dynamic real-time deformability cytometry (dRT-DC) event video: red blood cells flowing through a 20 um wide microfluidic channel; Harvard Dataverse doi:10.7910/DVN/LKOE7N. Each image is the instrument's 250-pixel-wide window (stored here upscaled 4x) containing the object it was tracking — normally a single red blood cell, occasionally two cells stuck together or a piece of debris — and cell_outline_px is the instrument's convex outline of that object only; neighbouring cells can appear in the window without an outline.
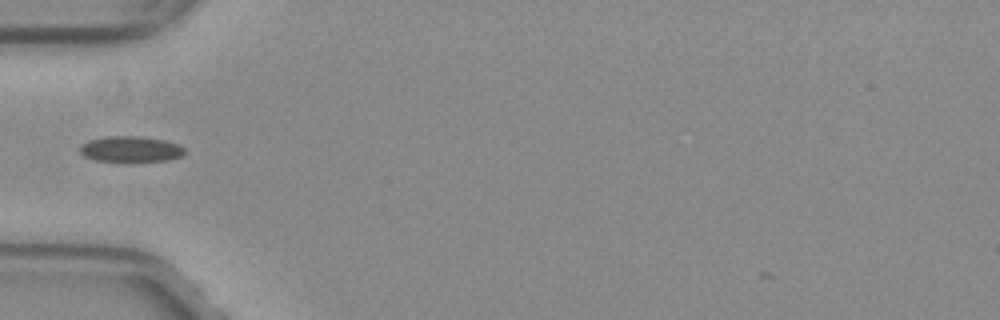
{"species": "common noctule bat (a hibernating species)", "species_latin": "Nyctalus noctula", "temperature_condition": "warm", "stored_images_in_passage": 35, "camera_frame_rate_fps": 3000, "um_per_image_px": 0.085, "animal": {"sex": "female", "body_mass_g": 29.2, "forearm_length_mm": 56.3}, "frame": {"image": 1, "passage_image": 1, "time_ms": 0.0, "image_size_px": [1000, 320], "cell_outline_px": [[184, 152], [180, 156], [168, 160], [128, 164], [124, 164], [92, 160], [84, 156], [80, 152], [80, 144], [88, 140], [108, 136], [140, 136], [164, 140], [176, 144], [184, 148]], "centroid_in_image_um": [11.04, 12.72], "position_along_channel_um": 74.0, "area_um2": 16.47}}
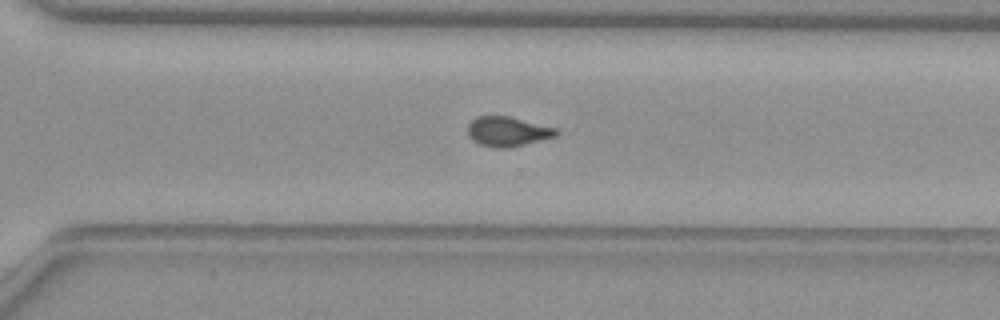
{"frame": {"image": 2, "passage_image": 20, "time_ms": 6.333, "image_size_px": [1000, 320], "cell_outline_px": [[560, 132], [556, 136], [512, 148], [496, 148], [480, 144], [472, 140], [468, 136], [468, 124], [476, 116], [508, 116], [556, 128]], "centroid_in_image_um": [43.14, 11.19], "position_along_channel_um": 327.5, "area_um2": 15.37}}
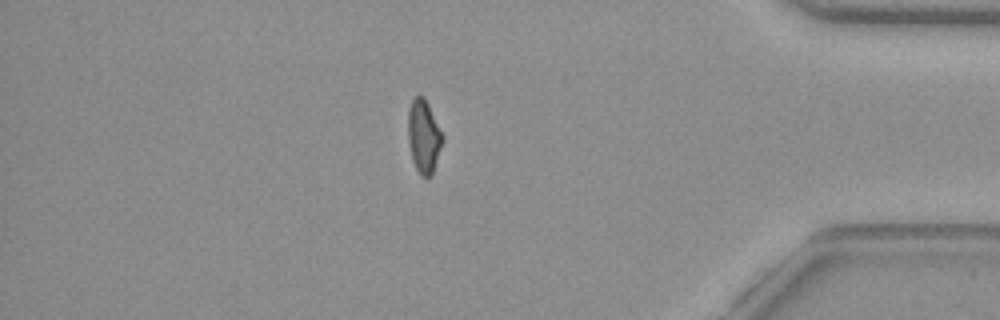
{"frame": {"image": 3, "passage_image": 28, "time_ms": 9.0, "image_size_px": [1000, 320], "cell_outline_px": [[444, 140], [432, 176], [420, 176], [412, 160], [408, 140], [408, 112], [412, 100], [416, 96], [424, 96], [444, 136]], "centroid_in_image_um": [36.03, 11.62], "position_along_channel_um": 399.2, "area_um2": 14.8}}